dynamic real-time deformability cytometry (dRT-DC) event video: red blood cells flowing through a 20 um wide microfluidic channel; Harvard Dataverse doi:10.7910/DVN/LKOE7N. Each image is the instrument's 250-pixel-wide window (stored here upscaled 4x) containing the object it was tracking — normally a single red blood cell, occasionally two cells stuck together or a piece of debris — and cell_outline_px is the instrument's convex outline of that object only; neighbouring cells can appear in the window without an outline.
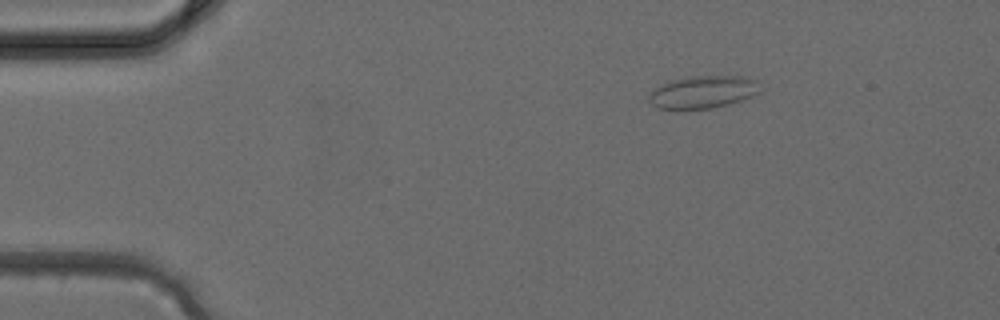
{"species": "common noctule bat (a hibernating species)", "species_latin": "Nyctalus noctula", "temperature_condition": "cold", "stored_images_in_passage": 38, "camera_frame_rate_fps": 3000, "um_per_image_px": 0.085, "animal": {"sex": "female", "body_mass_g": 24.6, "forearm_length_mm": 56.2}, "frame": {"image": 1, "passage_image": 6, "time_ms": 1.667, "image_size_px": [1000, 320], "cell_outline_px": [[756, 92], [752, 96], [728, 104], [712, 108], [656, 108], [648, 100], [648, 96], [656, 88], [672, 80], [692, 76], [744, 76], [756, 80]], "centroid_in_image_um": [59.72, 7.81], "position_along_channel_um": 25.3, "area_um2": 20.4}}
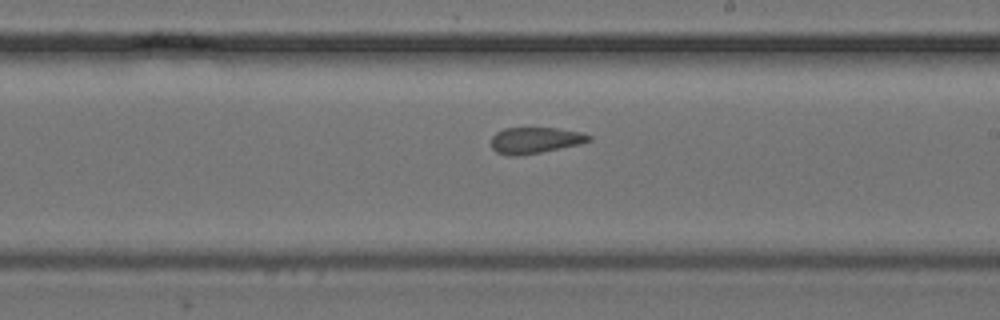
{"frame": {"image": 2, "passage_image": 22, "time_ms": 7.0, "image_size_px": [1000, 320], "cell_outline_px": [[592, 140], [580, 144], [540, 152], [516, 156], [508, 156], [496, 152], [492, 148], [492, 136], [496, 132], [504, 128], [556, 128], [580, 132], [592, 136]], "centroid_in_image_um": [45.47, 11.92], "position_along_channel_um": 243.5, "area_um2": 14.85}}
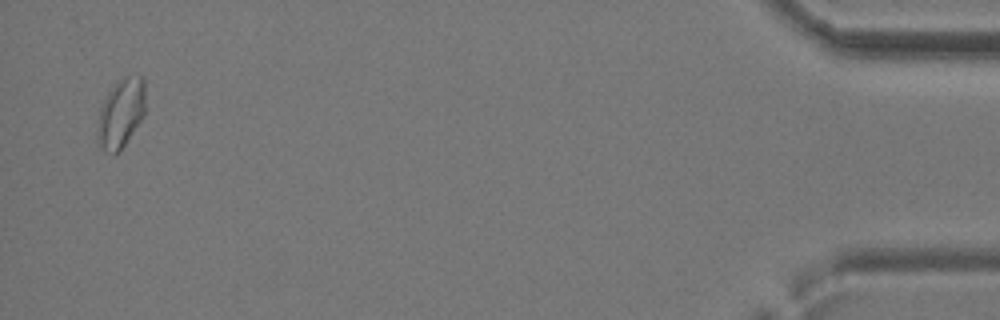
{"frame": {"image": 3, "passage_image": 37, "time_ms": 12.0, "image_size_px": [1000, 320], "cell_outline_px": [[144, 116], [120, 152], [112, 152], [100, 148], [96, 144], [96, 128], [100, 108], [108, 92], [124, 76], [140, 76], [144, 80]], "centroid_in_image_um": [10.25, 9.67], "position_along_channel_um": 425.0, "area_um2": 19.31}}